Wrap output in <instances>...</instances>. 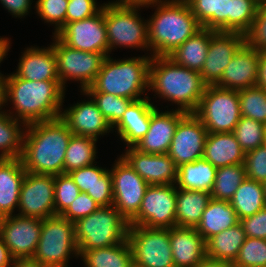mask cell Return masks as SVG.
<instances>
[{"instance_id": "27", "label": "cell", "mask_w": 266, "mask_h": 267, "mask_svg": "<svg viewBox=\"0 0 266 267\" xmlns=\"http://www.w3.org/2000/svg\"><path fill=\"white\" fill-rule=\"evenodd\" d=\"M203 158L216 168L244 164L245 152L232 132L208 133Z\"/></svg>"}, {"instance_id": "26", "label": "cell", "mask_w": 266, "mask_h": 267, "mask_svg": "<svg viewBox=\"0 0 266 267\" xmlns=\"http://www.w3.org/2000/svg\"><path fill=\"white\" fill-rule=\"evenodd\" d=\"M26 174L21 158L0 159V218L12 216Z\"/></svg>"}, {"instance_id": "14", "label": "cell", "mask_w": 266, "mask_h": 267, "mask_svg": "<svg viewBox=\"0 0 266 267\" xmlns=\"http://www.w3.org/2000/svg\"><path fill=\"white\" fill-rule=\"evenodd\" d=\"M65 45L85 52L109 54L103 8L84 20L66 23L55 34Z\"/></svg>"}, {"instance_id": "34", "label": "cell", "mask_w": 266, "mask_h": 267, "mask_svg": "<svg viewBox=\"0 0 266 267\" xmlns=\"http://www.w3.org/2000/svg\"><path fill=\"white\" fill-rule=\"evenodd\" d=\"M85 267H132L133 253L128 239L114 246L79 250Z\"/></svg>"}, {"instance_id": "40", "label": "cell", "mask_w": 266, "mask_h": 267, "mask_svg": "<svg viewBox=\"0 0 266 267\" xmlns=\"http://www.w3.org/2000/svg\"><path fill=\"white\" fill-rule=\"evenodd\" d=\"M265 126L261 122L241 116L232 133L242 150L247 153L264 144Z\"/></svg>"}, {"instance_id": "1", "label": "cell", "mask_w": 266, "mask_h": 267, "mask_svg": "<svg viewBox=\"0 0 266 267\" xmlns=\"http://www.w3.org/2000/svg\"><path fill=\"white\" fill-rule=\"evenodd\" d=\"M21 160L34 174H64V160L72 132L59 117L26 125Z\"/></svg>"}, {"instance_id": "15", "label": "cell", "mask_w": 266, "mask_h": 267, "mask_svg": "<svg viewBox=\"0 0 266 267\" xmlns=\"http://www.w3.org/2000/svg\"><path fill=\"white\" fill-rule=\"evenodd\" d=\"M17 215L45 219L55 216L54 175L26 171L19 196Z\"/></svg>"}, {"instance_id": "12", "label": "cell", "mask_w": 266, "mask_h": 267, "mask_svg": "<svg viewBox=\"0 0 266 267\" xmlns=\"http://www.w3.org/2000/svg\"><path fill=\"white\" fill-rule=\"evenodd\" d=\"M129 225L161 229L176 227L175 184L149 185L140 209Z\"/></svg>"}, {"instance_id": "42", "label": "cell", "mask_w": 266, "mask_h": 267, "mask_svg": "<svg viewBox=\"0 0 266 267\" xmlns=\"http://www.w3.org/2000/svg\"><path fill=\"white\" fill-rule=\"evenodd\" d=\"M233 267H266V239L246 237Z\"/></svg>"}, {"instance_id": "55", "label": "cell", "mask_w": 266, "mask_h": 267, "mask_svg": "<svg viewBox=\"0 0 266 267\" xmlns=\"http://www.w3.org/2000/svg\"><path fill=\"white\" fill-rule=\"evenodd\" d=\"M13 260L8 247L0 239V267H11Z\"/></svg>"}, {"instance_id": "10", "label": "cell", "mask_w": 266, "mask_h": 267, "mask_svg": "<svg viewBox=\"0 0 266 267\" xmlns=\"http://www.w3.org/2000/svg\"><path fill=\"white\" fill-rule=\"evenodd\" d=\"M127 239L137 267H175L169 229L129 225Z\"/></svg>"}, {"instance_id": "53", "label": "cell", "mask_w": 266, "mask_h": 267, "mask_svg": "<svg viewBox=\"0 0 266 267\" xmlns=\"http://www.w3.org/2000/svg\"><path fill=\"white\" fill-rule=\"evenodd\" d=\"M2 5L16 17H22L29 13L31 0H0Z\"/></svg>"}, {"instance_id": "60", "label": "cell", "mask_w": 266, "mask_h": 267, "mask_svg": "<svg viewBox=\"0 0 266 267\" xmlns=\"http://www.w3.org/2000/svg\"><path fill=\"white\" fill-rule=\"evenodd\" d=\"M6 103V76H0V110Z\"/></svg>"}, {"instance_id": "29", "label": "cell", "mask_w": 266, "mask_h": 267, "mask_svg": "<svg viewBox=\"0 0 266 267\" xmlns=\"http://www.w3.org/2000/svg\"><path fill=\"white\" fill-rule=\"evenodd\" d=\"M202 28L230 32L231 0H186Z\"/></svg>"}, {"instance_id": "16", "label": "cell", "mask_w": 266, "mask_h": 267, "mask_svg": "<svg viewBox=\"0 0 266 267\" xmlns=\"http://www.w3.org/2000/svg\"><path fill=\"white\" fill-rule=\"evenodd\" d=\"M42 219L12 215L0 218V239L13 259L32 258L40 239Z\"/></svg>"}, {"instance_id": "3", "label": "cell", "mask_w": 266, "mask_h": 267, "mask_svg": "<svg viewBox=\"0 0 266 267\" xmlns=\"http://www.w3.org/2000/svg\"><path fill=\"white\" fill-rule=\"evenodd\" d=\"M206 86L199 72L176 64L168 56H152L149 89L177 104V110L195 113Z\"/></svg>"}, {"instance_id": "59", "label": "cell", "mask_w": 266, "mask_h": 267, "mask_svg": "<svg viewBox=\"0 0 266 267\" xmlns=\"http://www.w3.org/2000/svg\"><path fill=\"white\" fill-rule=\"evenodd\" d=\"M8 40H9L8 38H0V63L6 57V54L10 49L9 48L10 41ZM0 76H3V74L0 73Z\"/></svg>"}, {"instance_id": "58", "label": "cell", "mask_w": 266, "mask_h": 267, "mask_svg": "<svg viewBox=\"0 0 266 267\" xmlns=\"http://www.w3.org/2000/svg\"><path fill=\"white\" fill-rule=\"evenodd\" d=\"M196 267H233L232 263L205 257Z\"/></svg>"}, {"instance_id": "30", "label": "cell", "mask_w": 266, "mask_h": 267, "mask_svg": "<svg viewBox=\"0 0 266 267\" xmlns=\"http://www.w3.org/2000/svg\"><path fill=\"white\" fill-rule=\"evenodd\" d=\"M210 200L209 192L176 188V227L196 228Z\"/></svg>"}, {"instance_id": "41", "label": "cell", "mask_w": 266, "mask_h": 267, "mask_svg": "<svg viewBox=\"0 0 266 267\" xmlns=\"http://www.w3.org/2000/svg\"><path fill=\"white\" fill-rule=\"evenodd\" d=\"M83 94L93 98V101L112 128L121 120L127 107L133 101L129 98L108 93H85L83 91Z\"/></svg>"}, {"instance_id": "24", "label": "cell", "mask_w": 266, "mask_h": 267, "mask_svg": "<svg viewBox=\"0 0 266 267\" xmlns=\"http://www.w3.org/2000/svg\"><path fill=\"white\" fill-rule=\"evenodd\" d=\"M155 108L150 99L134 100L127 107L116 127L120 138L127 143V147H135L149 130L151 112Z\"/></svg>"}, {"instance_id": "31", "label": "cell", "mask_w": 266, "mask_h": 267, "mask_svg": "<svg viewBox=\"0 0 266 267\" xmlns=\"http://www.w3.org/2000/svg\"><path fill=\"white\" fill-rule=\"evenodd\" d=\"M211 29L202 28L168 55L176 64L200 73L206 60Z\"/></svg>"}, {"instance_id": "51", "label": "cell", "mask_w": 266, "mask_h": 267, "mask_svg": "<svg viewBox=\"0 0 266 267\" xmlns=\"http://www.w3.org/2000/svg\"><path fill=\"white\" fill-rule=\"evenodd\" d=\"M99 206L113 205V187L110 170H107L99 179L98 183L86 192Z\"/></svg>"}, {"instance_id": "6", "label": "cell", "mask_w": 266, "mask_h": 267, "mask_svg": "<svg viewBox=\"0 0 266 267\" xmlns=\"http://www.w3.org/2000/svg\"><path fill=\"white\" fill-rule=\"evenodd\" d=\"M128 220L112 206H99L92 214L74 222L78 250H93L124 242Z\"/></svg>"}, {"instance_id": "46", "label": "cell", "mask_w": 266, "mask_h": 267, "mask_svg": "<svg viewBox=\"0 0 266 267\" xmlns=\"http://www.w3.org/2000/svg\"><path fill=\"white\" fill-rule=\"evenodd\" d=\"M244 35L249 47L258 52L266 51V1L258 4L256 16Z\"/></svg>"}, {"instance_id": "32", "label": "cell", "mask_w": 266, "mask_h": 267, "mask_svg": "<svg viewBox=\"0 0 266 267\" xmlns=\"http://www.w3.org/2000/svg\"><path fill=\"white\" fill-rule=\"evenodd\" d=\"M217 168L203 157L177 168L176 188L211 192ZM178 185V186H177Z\"/></svg>"}, {"instance_id": "54", "label": "cell", "mask_w": 266, "mask_h": 267, "mask_svg": "<svg viewBox=\"0 0 266 267\" xmlns=\"http://www.w3.org/2000/svg\"><path fill=\"white\" fill-rule=\"evenodd\" d=\"M161 0H116L112 2L117 6H130V7H148L150 5H154L156 2Z\"/></svg>"}, {"instance_id": "44", "label": "cell", "mask_w": 266, "mask_h": 267, "mask_svg": "<svg viewBox=\"0 0 266 267\" xmlns=\"http://www.w3.org/2000/svg\"><path fill=\"white\" fill-rule=\"evenodd\" d=\"M80 192L69 174L54 175L55 215H62Z\"/></svg>"}, {"instance_id": "61", "label": "cell", "mask_w": 266, "mask_h": 267, "mask_svg": "<svg viewBox=\"0 0 266 267\" xmlns=\"http://www.w3.org/2000/svg\"><path fill=\"white\" fill-rule=\"evenodd\" d=\"M263 185H264V196H265V204H266V181L263 183Z\"/></svg>"}, {"instance_id": "21", "label": "cell", "mask_w": 266, "mask_h": 267, "mask_svg": "<svg viewBox=\"0 0 266 267\" xmlns=\"http://www.w3.org/2000/svg\"><path fill=\"white\" fill-rule=\"evenodd\" d=\"M260 52L244 44L225 68L216 86L242 90L258 86Z\"/></svg>"}, {"instance_id": "57", "label": "cell", "mask_w": 266, "mask_h": 267, "mask_svg": "<svg viewBox=\"0 0 266 267\" xmlns=\"http://www.w3.org/2000/svg\"><path fill=\"white\" fill-rule=\"evenodd\" d=\"M12 267H46L39 261L32 258H18L14 259L12 262Z\"/></svg>"}, {"instance_id": "35", "label": "cell", "mask_w": 266, "mask_h": 267, "mask_svg": "<svg viewBox=\"0 0 266 267\" xmlns=\"http://www.w3.org/2000/svg\"><path fill=\"white\" fill-rule=\"evenodd\" d=\"M264 194L263 183L246 178L230 200L238 219L252 216L265 208Z\"/></svg>"}, {"instance_id": "9", "label": "cell", "mask_w": 266, "mask_h": 267, "mask_svg": "<svg viewBox=\"0 0 266 267\" xmlns=\"http://www.w3.org/2000/svg\"><path fill=\"white\" fill-rule=\"evenodd\" d=\"M138 8L104 4L109 52L116 46L149 50L148 22L139 17Z\"/></svg>"}, {"instance_id": "48", "label": "cell", "mask_w": 266, "mask_h": 267, "mask_svg": "<svg viewBox=\"0 0 266 267\" xmlns=\"http://www.w3.org/2000/svg\"><path fill=\"white\" fill-rule=\"evenodd\" d=\"M99 208V205L87 193L80 192L67 210L61 215L71 222L92 214Z\"/></svg>"}, {"instance_id": "5", "label": "cell", "mask_w": 266, "mask_h": 267, "mask_svg": "<svg viewBox=\"0 0 266 267\" xmlns=\"http://www.w3.org/2000/svg\"><path fill=\"white\" fill-rule=\"evenodd\" d=\"M151 56L113 60L104 58L94 83L85 93H108L134 100L149 91Z\"/></svg>"}, {"instance_id": "63", "label": "cell", "mask_w": 266, "mask_h": 267, "mask_svg": "<svg viewBox=\"0 0 266 267\" xmlns=\"http://www.w3.org/2000/svg\"><path fill=\"white\" fill-rule=\"evenodd\" d=\"M259 3H261V2H264V1H266V0H257Z\"/></svg>"}, {"instance_id": "28", "label": "cell", "mask_w": 266, "mask_h": 267, "mask_svg": "<svg viewBox=\"0 0 266 267\" xmlns=\"http://www.w3.org/2000/svg\"><path fill=\"white\" fill-rule=\"evenodd\" d=\"M238 223L239 219L230 201L211 198L195 229L206 241Z\"/></svg>"}, {"instance_id": "4", "label": "cell", "mask_w": 266, "mask_h": 267, "mask_svg": "<svg viewBox=\"0 0 266 267\" xmlns=\"http://www.w3.org/2000/svg\"><path fill=\"white\" fill-rule=\"evenodd\" d=\"M153 6L157 10L147 20L151 56H168L202 29L186 0H161Z\"/></svg>"}, {"instance_id": "11", "label": "cell", "mask_w": 266, "mask_h": 267, "mask_svg": "<svg viewBox=\"0 0 266 267\" xmlns=\"http://www.w3.org/2000/svg\"><path fill=\"white\" fill-rule=\"evenodd\" d=\"M52 47L56 56L57 75L61 86L69 79L80 81L81 90L90 87L100 71L105 56L101 53L85 52L65 45L54 35Z\"/></svg>"}, {"instance_id": "7", "label": "cell", "mask_w": 266, "mask_h": 267, "mask_svg": "<svg viewBox=\"0 0 266 267\" xmlns=\"http://www.w3.org/2000/svg\"><path fill=\"white\" fill-rule=\"evenodd\" d=\"M71 253L79 256L74 222L61 215L42 219L40 239L33 258L46 267H68Z\"/></svg>"}, {"instance_id": "45", "label": "cell", "mask_w": 266, "mask_h": 267, "mask_svg": "<svg viewBox=\"0 0 266 267\" xmlns=\"http://www.w3.org/2000/svg\"><path fill=\"white\" fill-rule=\"evenodd\" d=\"M36 10L38 15L56 26L54 35L66 24L68 0H37Z\"/></svg>"}, {"instance_id": "38", "label": "cell", "mask_w": 266, "mask_h": 267, "mask_svg": "<svg viewBox=\"0 0 266 267\" xmlns=\"http://www.w3.org/2000/svg\"><path fill=\"white\" fill-rule=\"evenodd\" d=\"M247 178L244 164L217 168L215 182L210 192L211 198L230 201L238 187Z\"/></svg>"}, {"instance_id": "37", "label": "cell", "mask_w": 266, "mask_h": 267, "mask_svg": "<svg viewBox=\"0 0 266 267\" xmlns=\"http://www.w3.org/2000/svg\"><path fill=\"white\" fill-rule=\"evenodd\" d=\"M96 142L95 138L72 134L66 149L64 173L68 174L73 170L95 163Z\"/></svg>"}, {"instance_id": "25", "label": "cell", "mask_w": 266, "mask_h": 267, "mask_svg": "<svg viewBox=\"0 0 266 267\" xmlns=\"http://www.w3.org/2000/svg\"><path fill=\"white\" fill-rule=\"evenodd\" d=\"M17 77L29 81H59L56 56L52 45L27 48L18 63Z\"/></svg>"}, {"instance_id": "18", "label": "cell", "mask_w": 266, "mask_h": 267, "mask_svg": "<svg viewBox=\"0 0 266 267\" xmlns=\"http://www.w3.org/2000/svg\"><path fill=\"white\" fill-rule=\"evenodd\" d=\"M244 44V34L211 29L206 60L200 71L207 86L216 85L220 81L225 68Z\"/></svg>"}, {"instance_id": "43", "label": "cell", "mask_w": 266, "mask_h": 267, "mask_svg": "<svg viewBox=\"0 0 266 267\" xmlns=\"http://www.w3.org/2000/svg\"><path fill=\"white\" fill-rule=\"evenodd\" d=\"M257 0H231L230 32L245 34L254 20Z\"/></svg>"}, {"instance_id": "20", "label": "cell", "mask_w": 266, "mask_h": 267, "mask_svg": "<svg viewBox=\"0 0 266 267\" xmlns=\"http://www.w3.org/2000/svg\"><path fill=\"white\" fill-rule=\"evenodd\" d=\"M186 114L177 109L160 112L155 107L151 112L149 130L135 148L148 154H168L176 127Z\"/></svg>"}, {"instance_id": "22", "label": "cell", "mask_w": 266, "mask_h": 267, "mask_svg": "<svg viewBox=\"0 0 266 267\" xmlns=\"http://www.w3.org/2000/svg\"><path fill=\"white\" fill-rule=\"evenodd\" d=\"M60 118L68 125L73 135L88 136L97 140L100 135L113 129L92 98L86 102H77L61 112Z\"/></svg>"}, {"instance_id": "8", "label": "cell", "mask_w": 266, "mask_h": 267, "mask_svg": "<svg viewBox=\"0 0 266 267\" xmlns=\"http://www.w3.org/2000/svg\"><path fill=\"white\" fill-rule=\"evenodd\" d=\"M194 114L208 133L233 132L241 118L238 91L216 85L206 86Z\"/></svg>"}, {"instance_id": "17", "label": "cell", "mask_w": 266, "mask_h": 267, "mask_svg": "<svg viewBox=\"0 0 266 267\" xmlns=\"http://www.w3.org/2000/svg\"><path fill=\"white\" fill-rule=\"evenodd\" d=\"M208 131L194 113H187L178 123L168 155L178 168L204 155Z\"/></svg>"}, {"instance_id": "19", "label": "cell", "mask_w": 266, "mask_h": 267, "mask_svg": "<svg viewBox=\"0 0 266 267\" xmlns=\"http://www.w3.org/2000/svg\"><path fill=\"white\" fill-rule=\"evenodd\" d=\"M149 185L175 184L177 167L168 154H148L135 147L121 156Z\"/></svg>"}, {"instance_id": "47", "label": "cell", "mask_w": 266, "mask_h": 267, "mask_svg": "<svg viewBox=\"0 0 266 267\" xmlns=\"http://www.w3.org/2000/svg\"><path fill=\"white\" fill-rule=\"evenodd\" d=\"M244 165L248 179L266 181V147L264 145L245 153Z\"/></svg>"}, {"instance_id": "13", "label": "cell", "mask_w": 266, "mask_h": 267, "mask_svg": "<svg viewBox=\"0 0 266 267\" xmlns=\"http://www.w3.org/2000/svg\"><path fill=\"white\" fill-rule=\"evenodd\" d=\"M110 173L113 205L129 222L138 213L149 184L121 156Z\"/></svg>"}, {"instance_id": "50", "label": "cell", "mask_w": 266, "mask_h": 267, "mask_svg": "<svg viewBox=\"0 0 266 267\" xmlns=\"http://www.w3.org/2000/svg\"><path fill=\"white\" fill-rule=\"evenodd\" d=\"M102 8L103 5L97 7L95 0H68L66 23L84 20L97 14Z\"/></svg>"}, {"instance_id": "23", "label": "cell", "mask_w": 266, "mask_h": 267, "mask_svg": "<svg viewBox=\"0 0 266 267\" xmlns=\"http://www.w3.org/2000/svg\"><path fill=\"white\" fill-rule=\"evenodd\" d=\"M170 245L175 267H196L206 257V244L195 228L171 227Z\"/></svg>"}, {"instance_id": "56", "label": "cell", "mask_w": 266, "mask_h": 267, "mask_svg": "<svg viewBox=\"0 0 266 267\" xmlns=\"http://www.w3.org/2000/svg\"><path fill=\"white\" fill-rule=\"evenodd\" d=\"M258 86L266 89V51L260 52Z\"/></svg>"}, {"instance_id": "49", "label": "cell", "mask_w": 266, "mask_h": 267, "mask_svg": "<svg viewBox=\"0 0 266 267\" xmlns=\"http://www.w3.org/2000/svg\"><path fill=\"white\" fill-rule=\"evenodd\" d=\"M107 171L96 165H89L76 169L68 173L74 180V183L80 189L81 192H87L91 190L97 183L98 179Z\"/></svg>"}, {"instance_id": "2", "label": "cell", "mask_w": 266, "mask_h": 267, "mask_svg": "<svg viewBox=\"0 0 266 267\" xmlns=\"http://www.w3.org/2000/svg\"><path fill=\"white\" fill-rule=\"evenodd\" d=\"M64 90L59 81H29L14 73L6 77V102L13 103L14 118L24 127L59 118Z\"/></svg>"}, {"instance_id": "39", "label": "cell", "mask_w": 266, "mask_h": 267, "mask_svg": "<svg viewBox=\"0 0 266 267\" xmlns=\"http://www.w3.org/2000/svg\"><path fill=\"white\" fill-rule=\"evenodd\" d=\"M240 114L266 125V89L255 86L238 91Z\"/></svg>"}, {"instance_id": "36", "label": "cell", "mask_w": 266, "mask_h": 267, "mask_svg": "<svg viewBox=\"0 0 266 267\" xmlns=\"http://www.w3.org/2000/svg\"><path fill=\"white\" fill-rule=\"evenodd\" d=\"M13 116L0 111V159H17L22 155L25 131L19 126L21 121Z\"/></svg>"}, {"instance_id": "62", "label": "cell", "mask_w": 266, "mask_h": 267, "mask_svg": "<svg viewBox=\"0 0 266 267\" xmlns=\"http://www.w3.org/2000/svg\"><path fill=\"white\" fill-rule=\"evenodd\" d=\"M263 145L266 147V126H265V131H264V144Z\"/></svg>"}, {"instance_id": "52", "label": "cell", "mask_w": 266, "mask_h": 267, "mask_svg": "<svg viewBox=\"0 0 266 267\" xmlns=\"http://www.w3.org/2000/svg\"><path fill=\"white\" fill-rule=\"evenodd\" d=\"M246 237L266 239V207L239 220Z\"/></svg>"}, {"instance_id": "33", "label": "cell", "mask_w": 266, "mask_h": 267, "mask_svg": "<svg viewBox=\"0 0 266 267\" xmlns=\"http://www.w3.org/2000/svg\"><path fill=\"white\" fill-rule=\"evenodd\" d=\"M245 239V232L238 223L205 241L206 257L233 263Z\"/></svg>"}]
</instances>
